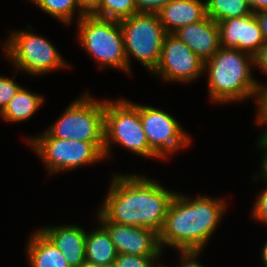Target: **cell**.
Listing matches in <instances>:
<instances>
[{
  "instance_id": "cell-35",
  "label": "cell",
  "mask_w": 267,
  "mask_h": 267,
  "mask_svg": "<svg viewBox=\"0 0 267 267\" xmlns=\"http://www.w3.org/2000/svg\"><path fill=\"white\" fill-rule=\"evenodd\" d=\"M79 267H104V266H100V265H96V264H91V263H88V262H84L81 266Z\"/></svg>"
},
{
  "instance_id": "cell-24",
  "label": "cell",
  "mask_w": 267,
  "mask_h": 267,
  "mask_svg": "<svg viewBox=\"0 0 267 267\" xmlns=\"http://www.w3.org/2000/svg\"><path fill=\"white\" fill-rule=\"evenodd\" d=\"M20 87L21 86L16 84L14 80L6 78L5 76H0V114Z\"/></svg>"
},
{
  "instance_id": "cell-17",
  "label": "cell",
  "mask_w": 267,
  "mask_h": 267,
  "mask_svg": "<svg viewBox=\"0 0 267 267\" xmlns=\"http://www.w3.org/2000/svg\"><path fill=\"white\" fill-rule=\"evenodd\" d=\"M26 248L30 267H71L61 250L41 230L31 234Z\"/></svg>"
},
{
  "instance_id": "cell-21",
  "label": "cell",
  "mask_w": 267,
  "mask_h": 267,
  "mask_svg": "<svg viewBox=\"0 0 267 267\" xmlns=\"http://www.w3.org/2000/svg\"><path fill=\"white\" fill-rule=\"evenodd\" d=\"M31 2L35 3L43 12L50 14L66 25H70L73 20L76 8L79 10L78 20L85 15L77 0H31Z\"/></svg>"
},
{
  "instance_id": "cell-8",
  "label": "cell",
  "mask_w": 267,
  "mask_h": 267,
  "mask_svg": "<svg viewBox=\"0 0 267 267\" xmlns=\"http://www.w3.org/2000/svg\"><path fill=\"white\" fill-rule=\"evenodd\" d=\"M38 136L27 138L26 142L41 156L51 174L105 159L104 143L59 139L51 137L46 131Z\"/></svg>"
},
{
  "instance_id": "cell-27",
  "label": "cell",
  "mask_w": 267,
  "mask_h": 267,
  "mask_svg": "<svg viewBox=\"0 0 267 267\" xmlns=\"http://www.w3.org/2000/svg\"><path fill=\"white\" fill-rule=\"evenodd\" d=\"M171 0H135L137 13H158Z\"/></svg>"
},
{
  "instance_id": "cell-20",
  "label": "cell",
  "mask_w": 267,
  "mask_h": 267,
  "mask_svg": "<svg viewBox=\"0 0 267 267\" xmlns=\"http://www.w3.org/2000/svg\"><path fill=\"white\" fill-rule=\"evenodd\" d=\"M205 7L206 16L217 23L229 18L243 17L253 12L247 0H206Z\"/></svg>"
},
{
  "instance_id": "cell-7",
  "label": "cell",
  "mask_w": 267,
  "mask_h": 267,
  "mask_svg": "<svg viewBox=\"0 0 267 267\" xmlns=\"http://www.w3.org/2000/svg\"><path fill=\"white\" fill-rule=\"evenodd\" d=\"M119 24L123 34L128 73L131 74V55L153 72L159 63L167 34L158 14L136 13L119 21Z\"/></svg>"
},
{
  "instance_id": "cell-22",
  "label": "cell",
  "mask_w": 267,
  "mask_h": 267,
  "mask_svg": "<svg viewBox=\"0 0 267 267\" xmlns=\"http://www.w3.org/2000/svg\"><path fill=\"white\" fill-rule=\"evenodd\" d=\"M137 13L135 0H100L93 16L121 21Z\"/></svg>"
},
{
  "instance_id": "cell-13",
  "label": "cell",
  "mask_w": 267,
  "mask_h": 267,
  "mask_svg": "<svg viewBox=\"0 0 267 267\" xmlns=\"http://www.w3.org/2000/svg\"><path fill=\"white\" fill-rule=\"evenodd\" d=\"M218 26L221 47L236 48L255 56L265 43L254 12L220 21Z\"/></svg>"
},
{
  "instance_id": "cell-2",
  "label": "cell",
  "mask_w": 267,
  "mask_h": 267,
  "mask_svg": "<svg viewBox=\"0 0 267 267\" xmlns=\"http://www.w3.org/2000/svg\"><path fill=\"white\" fill-rule=\"evenodd\" d=\"M224 198L188 195L173 197L162 230L159 234L161 249L168 245L181 251H202L221 221L226 210Z\"/></svg>"
},
{
  "instance_id": "cell-18",
  "label": "cell",
  "mask_w": 267,
  "mask_h": 267,
  "mask_svg": "<svg viewBox=\"0 0 267 267\" xmlns=\"http://www.w3.org/2000/svg\"><path fill=\"white\" fill-rule=\"evenodd\" d=\"M117 251L106 229L101 225L97 229L86 232V262L104 267H112Z\"/></svg>"
},
{
  "instance_id": "cell-12",
  "label": "cell",
  "mask_w": 267,
  "mask_h": 267,
  "mask_svg": "<svg viewBox=\"0 0 267 267\" xmlns=\"http://www.w3.org/2000/svg\"><path fill=\"white\" fill-rule=\"evenodd\" d=\"M100 225L109 234L118 254H133L139 256H160L162 249L159 244V234L151 229L139 226H129L109 221L99 210L96 213Z\"/></svg>"
},
{
  "instance_id": "cell-1",
  "label": "cell",
  "mask_w": 267,
  "mask_h": 267,
  "mask_svg": "<svg viewBox=\"0 0 267 267\" xmlns=\"http://www.w3.org/2000/svg\"><path fill=\"white\" fill-rule=\"evenodd\" d=\"M99 211L111 222L151 228L159 233L177 192L142 175H114Z\"/></svg>"
},
{
  "instance_id": "cell-9",
  "label": "cell",
  "mask_w": 267,
  "mask_h": 267,
  "mask_svg": "<svg viewBox=\"0 0 267 267\" xmlns=\"http://www.w3.org/2000/svg\"><path fill=\"white\" fill-rule=\"evenodd\" d=\"M27 30L11 32L5 41L4 54L15 64L14 67L31 75H43L52 70L67 68L60 53L50 41Z\"/></svg>"
},
{
  "instance_id": "cell-5",
  "label": "cell",
  "mask_w": 267,
  "mask_h": 267,
  "mask_svg": "<svg viewBox=\"0 0 267 267\" xmlns=\"http://www.w3.org/2000/svg\"><path fill=\"white\" fill-rule=\"evenodd\" d=\"M78 22V42L92 55L99 68L112 67L128 73V64L119 21L85 14Z\"/></svg>"
},
{
  "instance_id": "cell-4",
  "label": "cell",
  "mask_w": 267,
  "mask_h": 267,
  "mask_svg": "<svg viewBox=\"0 0 267 267\" xmlns=\"http://www.w3.org/2000/svg\"><path fill=\"white\" fill-rule=\"evenodd\" d=\"M104 157L111 153L110 147L119 144L134 154L148 158H159L149 147L144 133L139 104L129 100H105L104 112Z\"/></svg>"
},
{
  "instance_id": "cell-30",
  "label": "cell",
  "mask_w": 267,
  "mask_h": 267,
  "mask_svg": "<svg viewBox=\"0 0 267 267\" xmlns=\"http://www.w3.org/2000/svg\"><path fill=\"white\" fill-rule=\"evenodd\" d=\"M80 9L85 14H92L100 4V0H77Z\"/></svg>"
},
{
  "instance_id": "cell-23",
  "label": "cell",
  "mask_w": 267,
  "mask_h": 267,
  "mask_svg": "<svg viewBox=\"0 0 267 267\" xmlns=\"http://www.w3.org/2000/svg\"><path fill=\"white\" fill-rule=\"evenodd\" d=\"M160 256H139L133 254H117L112 267H154Z\"/></svg>"
},
{
  "instance_id": "cell-26",
  "label": "cell",
  "mask_w": 267,
  "mask_h": 267,
  "mask_svg": "<svg viewBox=\"0 0 267 267\" xmlns=\"http://www.w3.org/2000/svg\"><path fill=\"white\" fill-rule=\"evenodd\" d=\"M257 116L255 119L257 125H265L267 124V84H259V90L257 95ZM267 127V126H266ZM267 134V129L264 130L263 134L261 136H265Z\"/></svg>"
},
{
  "instance_id": "cell-16",
  "label": "cell",
  "mask_w": 267,
  "mask_h": 267,
  "mask_svg": "<svg viewBox=\"0 0 267 267\" xmlns=\"http://www.w3.org/2000/svg\"><path fill=\"white\" fill-rule=\"evenodd\" d=\"M157 14L166 33L174 34L206 17L205 1L171 0Z\"/></svg>"
},
{
  "instance_id": "cell-32",
  "label": "cell",
  "mask_w": 267,
  "mask_h": 267,
  "mask_svg": "<svg viewBox=\"0 0 267 267\" xmlns=\"http://www.w3.org/2000/svg\"><path fill=\"white\" fill-rule=\"evenodd\" d=\"M258 146L259 148L264 150V155L262 156L263 159L261 163V169L267 175V137L266 136L260 135Z\"/></svg>"
},
{
  "instance_id": "cell-6",
  "label": "cell",
  "mask_w": 267,
  "mask_h": 267,
  "mask_svg": "<svg viewBox=\"0 0 267 267\" xmlns=\"http://www.w3.org/2000/svg\"><path fill=\"white\" fill-rule=\"evenodd\" d=\"M105 100H94L89 92L74 100L61 117L45 130L51 137L104 143Z\"/></svg>"
},
{
  "instance_id": "cell-25",
  "label": "cell",
  "mask_w": 267,
  "mask_h": 267,
  "mask_svg": "<svg viewBox=\"0 0 267 267\" xmlns=\"http://www.w3.org/2000/svg\"><path fill=\"white\" fill-rule=\"evenodd\" d=\"M261 174H258L259 177H263V180L267 183V175L261 170ZM255 206L252 207L253 218L267 224V186L266 189L259 194L256 199Z\"/></svg>"
},
{
  "instance_id": "cell-34",
  "label": "cell",
  "mask_w": 267,
  "mask_h": 267,
  "mask_svg": "<svg viewBox=\"0 0 267 267\" xmlns=\"http://www.w3.org/2000/svg\"><path fill=\"white\" fill-rule=\"evenodd\" d=\"M261 258L264 264V267H267V241L264 243V246L261 249Z\"/></svg>"
},
{
  "instance_id": "cell-3",
  "label": "cell",
  "mask_w": 267,
  "mask_h": 267,
  "mask_svg": "<svg viewBox=\"0 0 267 267\" xmlns=\"http://www.w3.org/2000/svg\"><path fill=\"white\" fill-rule=\"evenodd\" d=\"M254 56L236 48L220 47L204 62L208 75V93L212 101L231 103L249 97L257 99L259 84L252 75Z\"/></svg>"
},
{
  "instance_id": "cell-36",
  "label": "cell",
  "mask_w": 267,
  "mask_h": 267,
  "mask_svg": "<svg viewBox=\"0 0 267 267\" xmlns=\"http://www.w3.org/2000/svg\"><path fill=\"white\" fill-rule=\"evenodd\" d=\"M154 267H167V266H163V265H155Z\"/></svg>"
},
{
  "instance_id": "cell-29",
  "label": "cell",
  "mask_w": 267,
  "mask_h": 267,
  "mask_svg": "<svg viewBox=\"0 0 267 267\" xmlns=\"http://www.w3.org/2000/svg\"><path fill=\"white\" fill-rule=\"evenodd\" d=\"M255 66L259 67L267 75V41L254 56Z\"/></svg>"
},
{
  "instance_id": "cell-28",
  "label": "cell",
  "mask_w": 267,
  "mask_h": 267,
  "mask_svg": "<svg viewBox=\"0 0 267 267\" xmlns=\"http://www.w3.org/2000/svg\"><path fill=\"white\" fill-rule=\"evenodd\" d=\"M200 253L201 251H181V264L176 267H205L196 259Z\"/></svg>"
},
{
  "instance_id": "cell-11",
  "label": "cell",
  "mask_w": 267,
  "mask_h": 267,
  "mask_svg": "<svg viewBox=\"0 0 267 267\" xmlns=\"http://www.w3.org/2000/svg\"><path fill=\"white\" fill-rule=\"evenodd\" d=\"M204 72V62L175 34L167 33L155 76L165 81L191 82Z\"/></svg>"
},
{
  "instance_id": "cell-10",
  "label": "cell",
  "mask_w": 267,
  "mask_h": 267,
  "mask_svg": "<svg viewBox=\"0 0 267 267\" xmlns=\"http://www.w3.org/2000/svg\"><path fill=\"white\" fill-rule=\"evenodd\" d=\"M139 113L149 147L159 158L166 159L190 144V136L171 114L142 104Z\"/></svg>"
},
{
  "instance_id": "cell-33",
  "label": "cell",
  "mask_w": 267,
  "mask_h": 267,
  "mask_svg": "<svg viewBox=\"0 0 267 267\" xmlns=\"http://www.w3.org/2000/svg\"><path fill=\"white\" fill-rule=\"evenodd\" d=\"M247 3L254 13L267 10V0H247Z\"/></svg>"
},
{
  "instance_id": "cell-19",
  "label": "cell",
  "mask_w": 267,
  "mask_h": 267,
  "mask_svg": "<svg viewBox=\"0 0 267 267\" xmlns=\"http://www.w3.org/2000/svg\"><path fill=\"white\" fill-rule=\"evenodd\" d=\"M43 96L31 93L21 86L15 96L8 102L0 116L9 123L22 122L28 120L37 109L42 106Z\"/></svg>"
},
{
  "instance_id": "cell-14",
  "label": "cell",
  "mask_w": 267,
  "mask_h": 267,
  "mask_svg": "<svg viewBox=\"0 0 267 267\" xmlns=\"http://www.w3.org/2000/svg\"><path fill=\"white\" fill-rule=\"evenodd\" d=\"M203 62L209 60L221 47L218 23L209 17L185 26L174 33Z\"/></svg>"
},
{
  "instance_id": "cell-15",
  "label": "cell",
  "mask_w": 267,
  "mask_h": 267,
  "mask_svg": "<svg viewBox=\"0 0 267 267\" xmlns=\"http://www.w3.org/2000/svg\"><path fill=\"white\" fill-rule=\"evenodd\" d=\"M61 250L71 267H79L85 261L86 231L78 225L47 226L40 229Z\"/></svg>"
},
{
  "instance_id": "cell-31",
  "label": "cell",
  "mask_w": 267,
  "mask_h": 267,
  "mask_svg": "<svg viewBox=\"0 0 267 267\" xmlns=\"http://www.w3.org/2000/svg\"><path fill=\"white\" fill-rule=\"evenodd\" d=\"M255 16L259 22L263 38L267 41V10L258 11Z\"/></svg>"
}]
</instances>
